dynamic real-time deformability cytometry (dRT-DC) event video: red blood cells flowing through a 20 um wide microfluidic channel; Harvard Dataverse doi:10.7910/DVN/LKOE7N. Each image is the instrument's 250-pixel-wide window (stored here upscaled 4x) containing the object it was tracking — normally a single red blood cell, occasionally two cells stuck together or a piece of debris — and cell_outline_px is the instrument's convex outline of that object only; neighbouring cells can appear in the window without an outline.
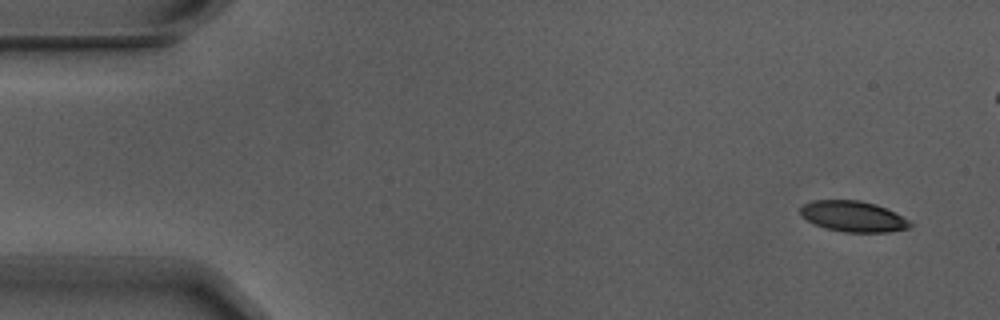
{"species": "Egyptian fruit bat (a non-hibernating species)", "species_latin": "Rousettus aegyptiacus", "temperature_condition": "warm", "stored_images_in_passage": 5, "camera_frame_rate_fps": 3000, "um_per_image_px": 0.085, "animal": {"sex": "male"}, "frame": {"image": 1, "passage_image": 1, "time_ms": 0.0, "image_size_px": [1000, 320], "cell_outline_px": [[916, 224], [908, 228], [888, 232], [844, 232], [824, 228], [808, 220], [800, 212], [800, 208], [804, 204], [812, 200], [860, 200], [876, 204]], "centroid_in_image_um": [72.52, 18.39], "position_along_channel_um": 12.5, "area_um2": 19.48}}